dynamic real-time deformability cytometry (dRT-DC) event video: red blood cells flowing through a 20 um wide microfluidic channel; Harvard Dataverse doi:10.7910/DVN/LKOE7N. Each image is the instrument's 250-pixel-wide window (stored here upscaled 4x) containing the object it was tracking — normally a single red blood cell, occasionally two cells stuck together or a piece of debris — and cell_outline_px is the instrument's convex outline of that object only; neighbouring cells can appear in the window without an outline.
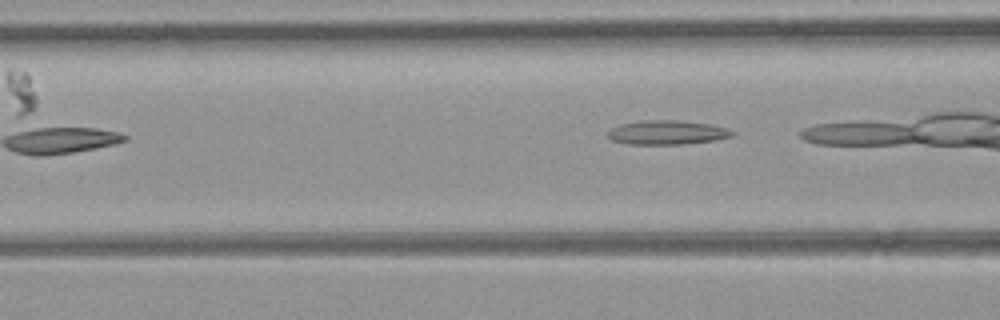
{"species": "common noctule bat (a hibernating species)", "species_latin": "Nyctalus noctula", "temperature_condition": "room temperature", "stored_images_in_passage": 5, "camera_frame_rate_fps": 3000, "um_per_image_px": 0.085, "animal": {"sex": "female", "body_mass_g": 21.9}, "frame": {"image": 1, "passage_image": 5, "time_ms": 1.333, "image_size_px": [1000, 320], "cell_outline_px": [[736, 132], [732, 136], [716, 140], [680, 144], [628, 144], [612, 140], [608, 136], [608, 132], [612, 128], [620, 124], [640, 120], [680, 120], [708, 124], [728, 128]], "centroid_in_image_um": [56.71, 11.25], "position_along_channel_um": 109.9, "area_um2": 17.51}}